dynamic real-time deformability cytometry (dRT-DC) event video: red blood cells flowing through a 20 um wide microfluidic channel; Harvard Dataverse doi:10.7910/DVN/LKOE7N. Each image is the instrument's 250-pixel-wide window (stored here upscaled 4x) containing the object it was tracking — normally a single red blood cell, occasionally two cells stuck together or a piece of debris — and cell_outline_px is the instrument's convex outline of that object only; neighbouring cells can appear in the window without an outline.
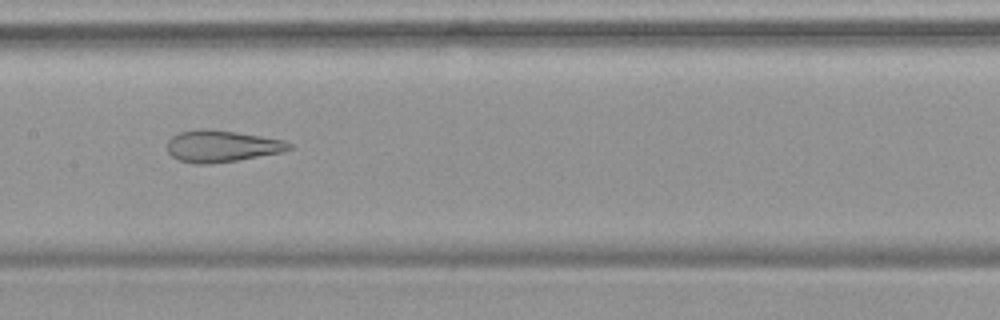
{"species": "common noctule bat (a hibernating species)", "species_latin": "Nyctalus noctula", "temperature_condition": "warm", "stored_images_in_passage": 54, "camera_frame_rate_fps": 3000, "um_per_image_px": 0.085, "animal": {"sex": "female", "body_mass_g": 19.9}, "frame": {"image": 1, "passage_image": 28, "time_ms": 9.0, "image_size_px": [1000, 320], "cell_outline_px": [[292, 148], [284, 152], [236, 160], [208, 164], [196, 164], [180, 160], [172, 156], [168, 152], [168, 140], [172, 136], [180, 132], [204, 128], [208, 128], [236, 132], [284, 140], [292, 144]], "centroid_in_image_um": [18.86, 12.42], "position_along_channel_um": 188.5, "area_um2": 22.43}}
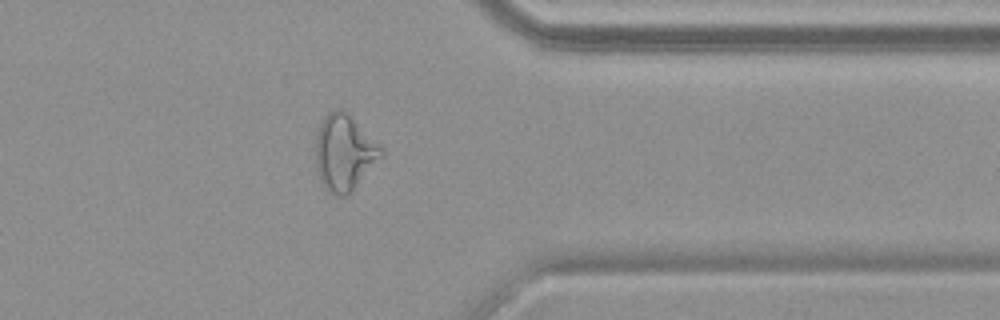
{"frame": {"image": 2, "passage_image": 44, "time_ms": 14.333, "image_size_px": [1000, 320], "cell_outline_px": [[384, 156], [344, 196], [340, 196], [328, 192], [320, 180], [316, 164], [316, 136], [320, 124], [324, 116], [328, 112], [336, 108], [340, 108], [384, 148]], "centroid_in_image_um": [29.26, 12.96], "position_along_channel_um": 382.1, "area_um2": 28.38}}
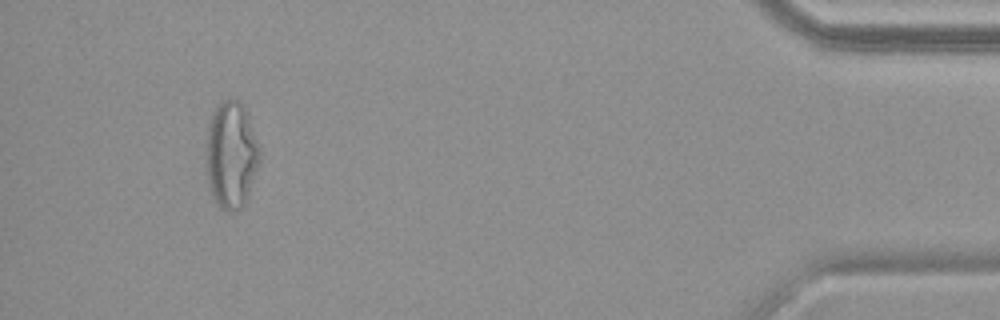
{"frame": {"image": 3, "passage_image": 51, "time_ms": 16.667, "image_size_px": [1000, 320], "cell_outline_px": [[260, 160], [244, 204], [236, 212], [228, 212], [220, 208], [212, 196], [208, 184], [208, 124], [212, 112], [216, 104], [220, 100], [240, 100], [244, 108], [260, 148]], "centroid_in_image_um": [19.66, 13.17], "position_along_channel_um": 415.5, "area_um2": 32.89}, "authors_computed_cell_mechanics": {"area_um2": 29.3335, "velocity_mm_per_s": 3.7766, "shape_relaxation_time_tau1_ms": null, "shape_relaxation_time_tau2_ms": 1.874, "deformation_change_tau1": null, "deformation_change_tau2": 0.1185}}